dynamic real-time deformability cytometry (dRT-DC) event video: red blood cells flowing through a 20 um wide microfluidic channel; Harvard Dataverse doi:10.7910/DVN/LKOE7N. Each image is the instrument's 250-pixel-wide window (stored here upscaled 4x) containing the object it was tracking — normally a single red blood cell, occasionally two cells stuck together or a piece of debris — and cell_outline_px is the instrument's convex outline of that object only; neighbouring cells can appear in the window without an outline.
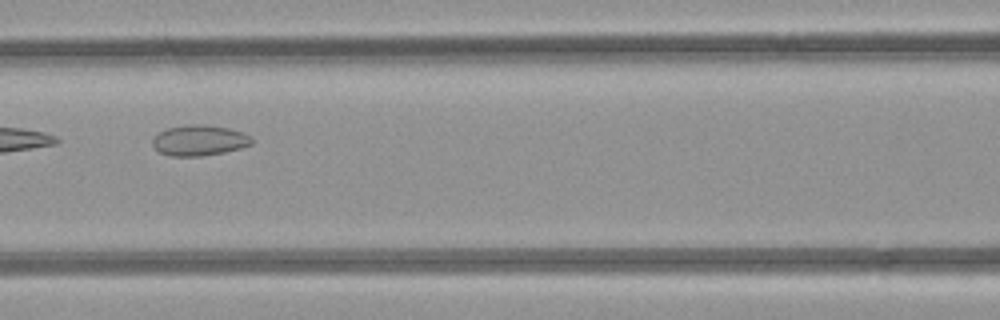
{"species": "common noctule bat (a hibernating species)", "species_latin": "Nyctalus noctula", "temperature_condition": "room temperature", "stored_images_in_passage": 6, "camera_frame_rate_fps": 3000, "um_per_image_px": 0.085, "animal": {"sex": "female", "body_mass_g": 21.9}, "frame": {"image": 1, "passage_image": 6, "time_ms": 6.667, "image_size_px": [1000, 320], "cell_outline_px": [[252, 144], [240, 148], [224, 152], [200, 156], [168, 156], [160, 152], [152, 144], [152, 140], [160, 132], [168, 128], [184, 124], [204, 124], [228, 128], [252, 136]], "centroid_in_image_um": [16.94, 11.93], "position_along_channel_um": 149.7, "area_um2": 17.63}}